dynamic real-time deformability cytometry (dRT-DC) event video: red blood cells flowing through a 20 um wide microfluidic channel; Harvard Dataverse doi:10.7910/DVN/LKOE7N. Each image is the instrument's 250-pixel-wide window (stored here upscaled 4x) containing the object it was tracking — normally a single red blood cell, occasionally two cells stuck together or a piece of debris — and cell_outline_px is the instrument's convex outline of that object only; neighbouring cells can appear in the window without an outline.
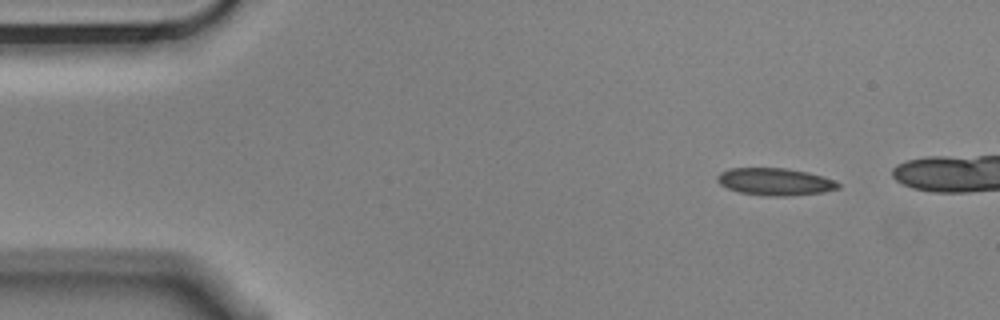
{"species": "Egyptian fruit bat (a non-hibernating species)", "species_latin": "Rousettus aegyptiacus", "temperature_condition": "cold", "stored_images_in_passage": 4, "camera_frame_rate_fps": 3000, "um_per_image_px": 0.085, "animal": {"sex": "male"}, "frame": {"image": 1, "passage_image": 1, "time_ms": 0.0, "image_size_px": [1000, 320], "cell_outline_px": [[840, 188], [824, 192], [784, 196], [776, 196], [740, 192], [728, 188], [720, 184], [716, 180], [716, 176], [720, 172], [728, 168], [784, 168], [808, 172], [832, 180], [840, 184]], "centroid_in_image_um": [65.85, 15.43], "position_along_channel_um": 19.2, "area_um2": 18.96}}